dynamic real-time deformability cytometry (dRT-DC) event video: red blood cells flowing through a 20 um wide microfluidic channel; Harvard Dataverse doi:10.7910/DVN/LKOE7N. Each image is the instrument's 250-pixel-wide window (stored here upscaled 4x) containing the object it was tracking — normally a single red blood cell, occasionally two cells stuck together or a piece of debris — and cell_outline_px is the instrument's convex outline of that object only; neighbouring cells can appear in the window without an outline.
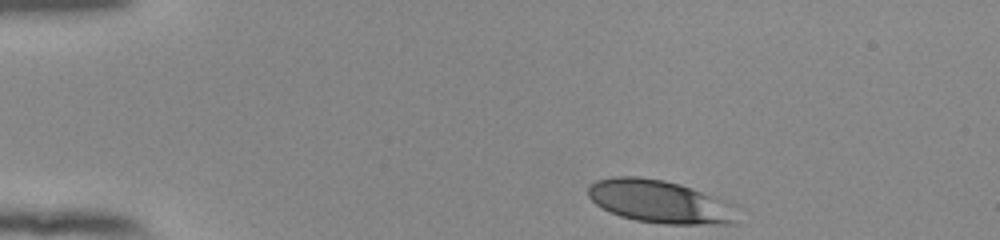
{"species": "human", "species_latin": "Homo sapiens", "temperature_condition": "room temperature", "stored_images_in_passage": 38, "camera_frame_rate_fps": 3000, "um_per_image_px": 0.085, "donor": {"sex": "female"}, "frame": {"image": 1, "passage_image": 1, "time_ms": 0.0, "image_size_px": [1000, 240], "cell_outline_px": [[732, 224], [664, 224], [636, 220], [620, 216], [596, 204], [588, 196], [588, 184], [596, 180], [612, 176], [640, 176], [664, 180], [680, 184], [692, 188], [732, 204]], "centroid_in_image_um": [55.97, 17.11], "position_along_channel_um": 29.0, "area_um2": 36.76}}
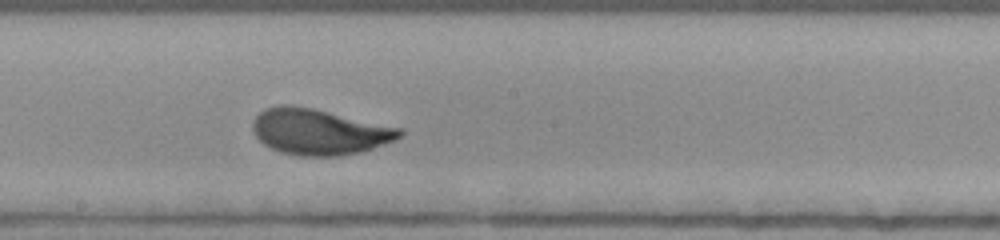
{"frame": {"image": 2, "passage_image": 22, "time_ms": 7.0, "image_size_px": [1000, 240], "cell_outline_px": [[404, 132], [396, 140], [360, 152], [340, 156], [300, 156], [280, 152], [264, 144], [256, 136], [252, 128], [252, 124], [256, 116], [264, 108], [280, 104], [288, 104], [312, 108], [404, 128]], "centroid_in_image_um": [27.14, 11.19], "position_along_channel_um": 221.1, "area_um2": 39.42}}
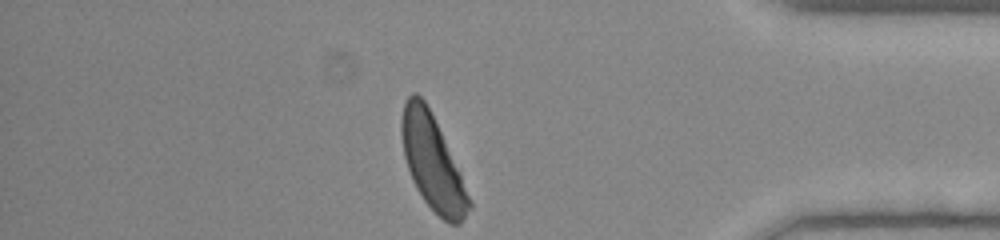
{"frame": {"image": 3, "passage_image": 38, "time_ms": 12.333, "image_size_px": [1000, 240], "cell_outline_px": [[472, 204], [460, 224], [448, 224], [424, 200], [416, 188], [412, 180], [404, 156], [400, 132], [400, 124], [404, 104], [408, 96], [412, 92], [416, 92], [424, 100], [460, 172]], "centroid_in_image_um": [36.74, 13.82], "position_along_channel_um": 398.5, "area_um2": 36.36}, "authors_computed_cell_mechanics": {"area_um2": 38.0613, "velocity_mm_per_s": 3.8367, "shape_relaxation_time_tau1_ms": 2.5586, "shape_relaxation_time_tau2_ms": null, "deformation_change_tau1": 0.1495, "deformation_change_tau2": null}}